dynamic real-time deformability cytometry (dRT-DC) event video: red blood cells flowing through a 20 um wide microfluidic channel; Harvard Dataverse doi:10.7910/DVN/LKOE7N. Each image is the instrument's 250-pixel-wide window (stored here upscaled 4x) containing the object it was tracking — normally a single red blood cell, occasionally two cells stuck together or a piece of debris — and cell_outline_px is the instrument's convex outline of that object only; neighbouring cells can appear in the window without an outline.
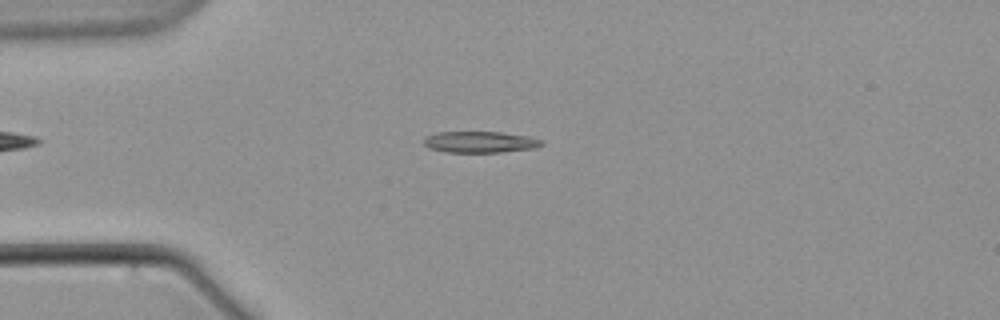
{"species": "common noctule bat (a hibernating species)", "species_latin": "Nyctalus noctula", "temperature_condition": "warm", "stored_images_in_passage": 4, "camera_frame_rate_fps": 3000, "um_per_image_px": 0.085, "animal": {"sex": "male", "body_mass_g": 21.5, "forearm_length_mm": 52.0}, "frame": {"image": 1, "passage_image": 3, "time_ms": 2.333, "image_size_px": [1000, 320], "cell_outline_px": [[544, 144], [536, 148], [500, 152], [444, 152], [428, 148], [424, 144], [424, 140], [428, 136], [436, 132], [500, 132], [528, 136], [544, 140]], "centroid_in_image_um": [40.83, 12.07], "position_along_channel_um": 44.2, "area_um2": 14.68}}